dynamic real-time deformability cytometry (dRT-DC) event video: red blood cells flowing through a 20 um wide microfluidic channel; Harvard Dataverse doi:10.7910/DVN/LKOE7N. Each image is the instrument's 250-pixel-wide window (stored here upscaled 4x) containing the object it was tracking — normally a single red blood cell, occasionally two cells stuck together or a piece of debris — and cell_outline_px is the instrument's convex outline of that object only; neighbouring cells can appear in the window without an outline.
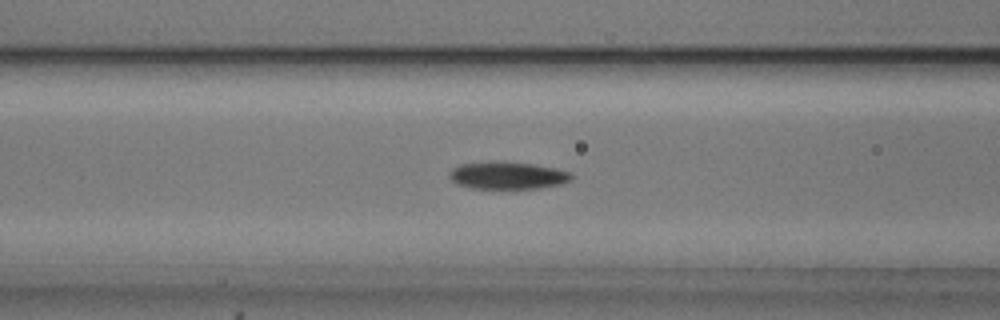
{"species": "common noctule bat (a hibernating species)", "species_latin": "Nyctalus noctula", "temperature_condition": "cold", "stored_images_in_passage": 54, "camera_frame_rate_fps": 3000, "um_per_image_px": 0.085, "animal": {"sex": "male", "body_mass_g": 20.5, "forearm_length_mm": 52.5}, "frame": {"image": 1, "passage_image": 21, "time_ms": 6.667, "image_size_px": [1000, 320], "cell_outline_px": [[572, 180], [560, 184], [540, 188], [472, 188], [456, 184], [448, 176], [448, 172], [452, 168], [460, 164], [488, 160], [504, 160], [536, 164], [556, 168], [572, 172]], "centroid_in_image_um": [43.12, 14.88], "position_along_channel_um": 123.5, "area_um2": 20.06}}
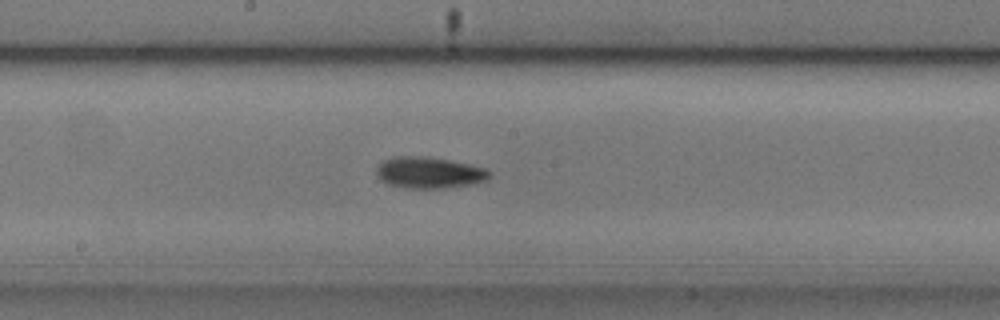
{"frame": {"image": 2, "passage_image": 28, "time_ms": 9.0, "image_size_px": [1000, 320], "cell_outline_px": [[492, 176], [488, 180], [472, 184], [444, 188], [404, 188], [388, 184], [380, 180], [376, 172], [376, 168], [384, 160], [396, 156], [420, 156], [448, 160], [468, 164], [484, 168], [492, 172]], "centroid_in_image_um": [36.49, 14.68], "position_along_channel_um": 211.7, "area_um2": 20.63}}
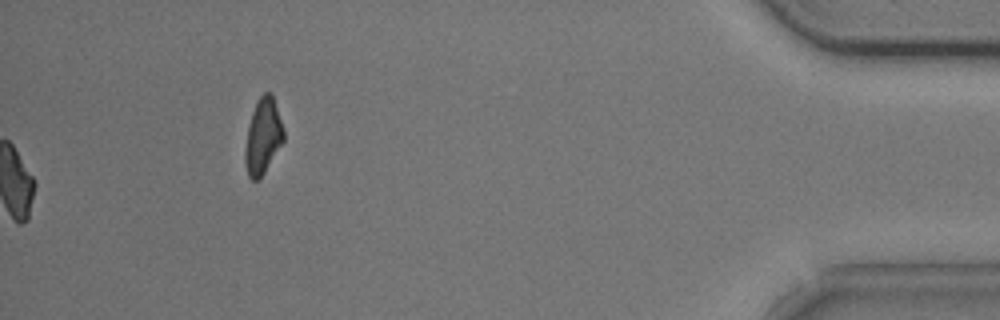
{"frame": {"image": 3, "passage_image": 54, "time_ms": 17.667, "image_size_px": [1000, 320], "cell_outline_px": [[284, 140], [264, 172], [256, 180], [252, 180], [248, 176], [244, 164], [244, 148], [248, 124], [252, 112], [260, 96], [264, 92], [272, 92], [284, 132]], "centroid_in_image_um": [22.32, 11.58], "position_along_channel_um": 412.9, "area_um2": 16.88}, "authors_computed_cell_mechanics": {"area_um2": 18.4382, "velocity_mm_per_s": 3.7738, "shape_relaxation_time_tau1_ms": 3.4749, "shape_relaxation_time_tau2_ms": null, "deformation_change_tau1": 0.1207, "deformation_change_tau2": null}}